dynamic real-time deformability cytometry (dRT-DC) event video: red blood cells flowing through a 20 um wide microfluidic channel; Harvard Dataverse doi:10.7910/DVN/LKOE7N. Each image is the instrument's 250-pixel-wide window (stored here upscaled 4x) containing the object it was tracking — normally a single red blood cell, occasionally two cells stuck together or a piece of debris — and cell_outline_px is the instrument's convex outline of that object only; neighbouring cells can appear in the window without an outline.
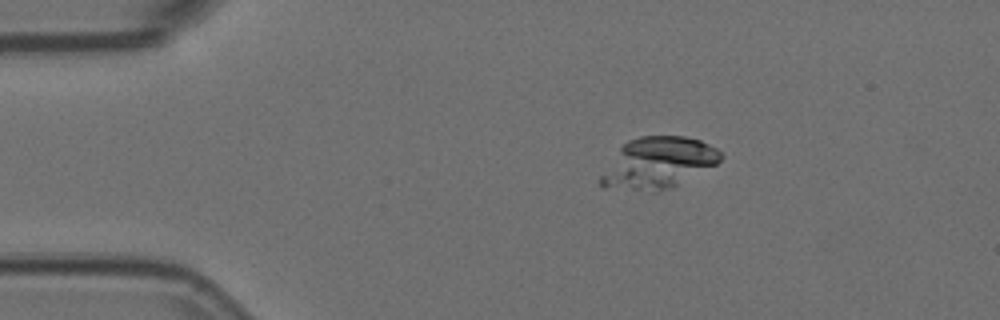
{"species": "Egyptian fruit bat (a non-hibernating species)", "species_latin": "Rousettus aegyptiacus", "temperature_condition": "room temperature", "stored_images_in_passage": 13, "camera_frame_rate_fps": 3000, "um_per_image_px": 0.085, "animal": {"sex": "female"}, "frame": {"image": 1, "passage_image": 6, "time_ms": 1.667, "image_size_px": [1000, 320], "cell_outline_px": [[724, 156], [716, 164], [672, 188], [656, 192], [652, 192], [604, 188], [600, 184], [600, 176], [620, 148], [628, 140], [640, 136], [684, 136], [700, 140], [716, 148]], "centroid_in_image_um": [55.94, 13.86], "position_along_channel_um": 29.1, "area_um2": 35.66}}
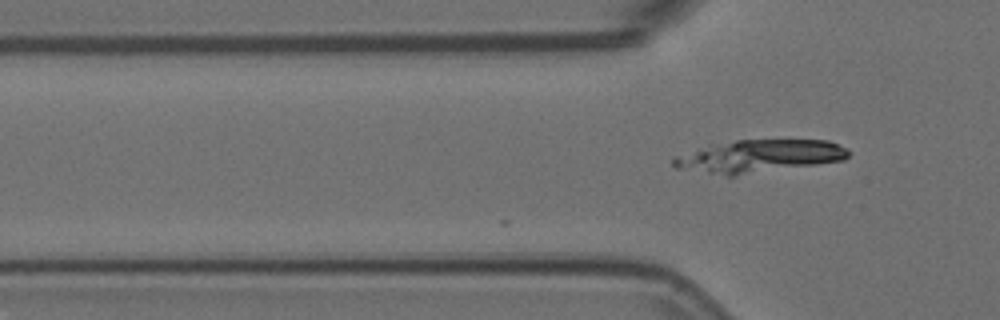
{"frame": {"image": 2, "passage_image": 13, "time_ms": 4.0, "image_size_px": [1000, 320], "cell_outline_px": [[852, 152], [844, 160], [736, 176], [728, 176], [676, 168], [672, 164], [672, 156], [700, 148], [736, 140], [828, 140], [848, 148]], "centroid_in_image_um": [64.54, 13.28], "position_along_channel_um": 61.3, "area_um2": 33.29}}